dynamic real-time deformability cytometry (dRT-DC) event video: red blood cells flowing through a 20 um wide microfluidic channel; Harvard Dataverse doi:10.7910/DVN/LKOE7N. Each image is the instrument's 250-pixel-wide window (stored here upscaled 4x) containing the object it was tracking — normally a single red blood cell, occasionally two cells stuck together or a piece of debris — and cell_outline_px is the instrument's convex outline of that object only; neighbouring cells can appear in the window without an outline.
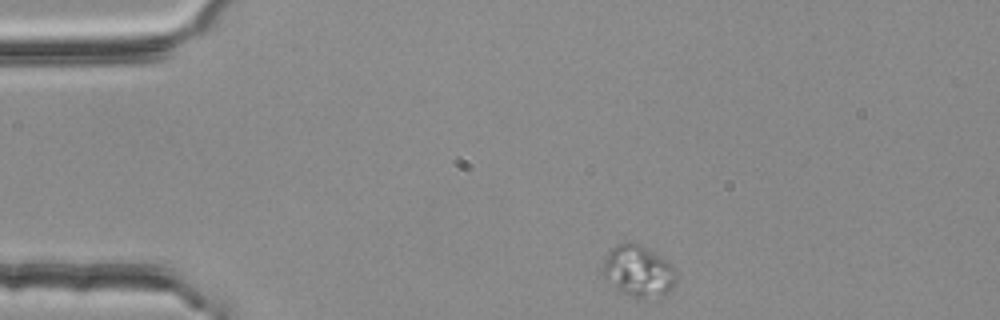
{"species": "common noctule bat (a hibernating species)", "species_latin": "Nyctalus noctula", "temperature_condition": "room temperature", "stored_images_in_passage": 42, "camera_frame_rate_fps": 3000, "um_per_image_px": 0.085, "animal": {"sex": "female", "body_mass_g": 25.1}, "frame": {"image": 1, "passage_image": 1, "time_ms": 0.0, "image_size_px": [1000, 320], "cell_outline_px": [[676, 284], [664, 296], [640, 300], [636, 300], [616, 288], [600, 272], [600, 268], [608, 252], [616, 244], [640, 244], [668, 260], [672, 264], [676, 272]], "centroid_in_image_um": [54.28, 23.09], "position_along_channel_um": 30.7, "area_um2": 22.37}}